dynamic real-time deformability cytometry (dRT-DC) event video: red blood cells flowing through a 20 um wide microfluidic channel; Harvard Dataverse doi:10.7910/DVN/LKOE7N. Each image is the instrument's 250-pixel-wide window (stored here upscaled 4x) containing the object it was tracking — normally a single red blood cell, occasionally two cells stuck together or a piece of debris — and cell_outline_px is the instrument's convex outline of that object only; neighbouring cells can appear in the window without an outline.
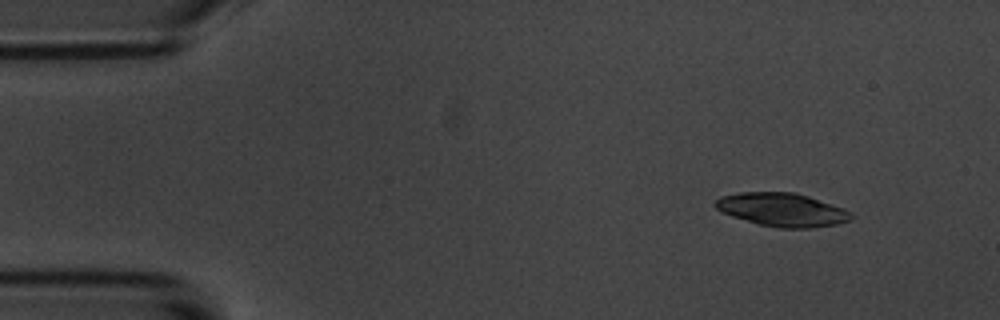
{"species": "common noctule bat (a hibernating species)", "species_latin": "Nyctalus noctula", "temperature_condition": "room temperature", "stored_images_in_passage": 48, "camera_frame_rate_fps": 3000, "um_per_image_px": 0.085, "animal": {"sex": "male", "body_mass_g": 20.1, "forearm_length_mm": 53.5}, "frame": {"image": 1, "passage_image": 1, "time_ms": 0.0, "image_size_px": [1000, 320], "cell_outline_px": [[852, 216], [848, 220], [836, 224], [808, 228], [780, 228], [760, 224], [732, 216], [720, 212], [712, 204], [720, 196], [740, 192], [796, 192], [844, 208], [852, 212]], "centroid_in_image_um": [66.45, 17.81], "position_along_channel_um": 18.6, "area_um2": 26.36}}